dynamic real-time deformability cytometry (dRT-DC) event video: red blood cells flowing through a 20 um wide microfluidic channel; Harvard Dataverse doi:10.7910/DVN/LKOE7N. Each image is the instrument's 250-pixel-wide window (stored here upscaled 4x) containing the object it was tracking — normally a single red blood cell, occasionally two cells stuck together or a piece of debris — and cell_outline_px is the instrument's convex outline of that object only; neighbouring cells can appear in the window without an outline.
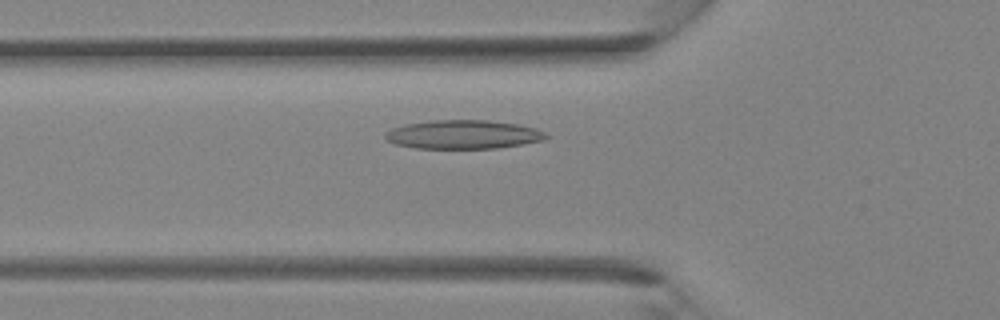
{"species": "Egyptian fruit bat (a non-hibernating species)", "species_latin": "Rousettus aegyptiacus", "temperature_condition": "room temperature", "stored_images_in_passage": 18, "camera_frame_rate_fps": 3000, "um_per_image_px": 0.085, "animal": {"sex": "female"}, "frame": {"image": 1, "passage_image": 10, "time_ms": 3.0, "image_size_px": [1000, 320], "cell_outline_px": [[548, 136], [544, 140], [524, 144], [496, 148], [416, 148], [396, 144], [384, 140], [384, 132], [392, 128], [404, 124], [432, 120], [488, 120], [516, 124], [536, 128], [544, 132]], "centroid_in_image_um": [39.34, 11.43], "position_along_channel_um": 86.5, "area_um2": 27.05}}
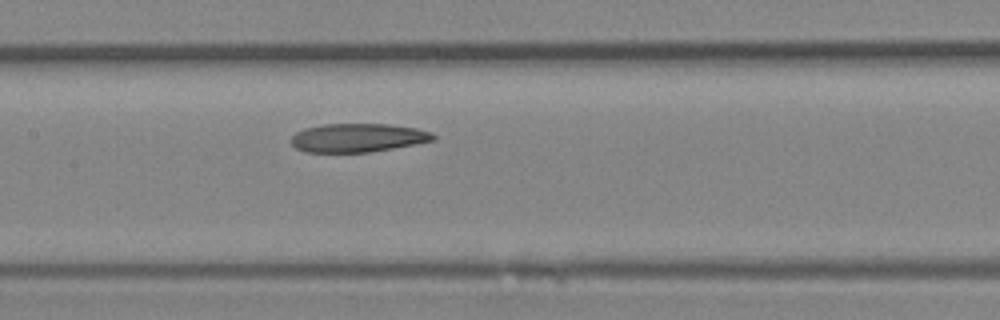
{"frame": {"image": 2, "passage_image": 15, "time_ms": 4.667, "image_size_px": [1000, 320], "cell_outline_px": [[436, 140], [392, 148], [368, 152], [304, 152], [296, 148], [292, 144], [292, 136], [296, 132], [304, 128], [324, 124], [388, 124], [416, 128], [432, 132], [436, 136]], "centroid_in_image_um": [30.42, 11.7], "position_along_channel_um": 177.0, "area_um2": 23.64}}
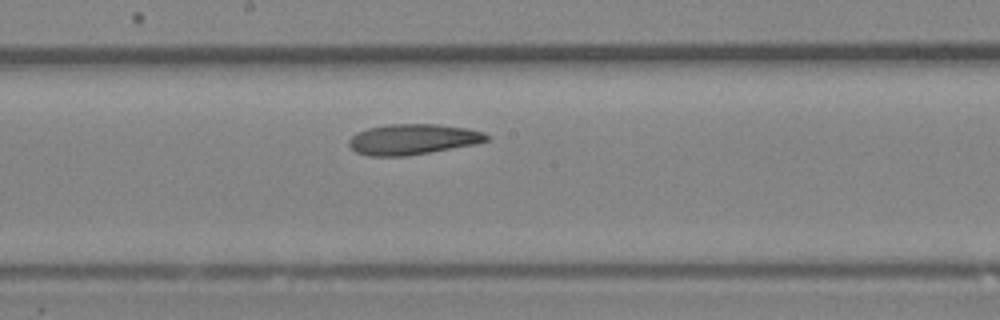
{"frame": {"image": 3, "passage_image": 17, "time_ms": 5.333, "image_size_px": [1000, 320], "cell_outline_px": [[488, 140], [476, 144], [404, 156], [368, 156], [356, 152], [348, 144], [348, 140], [356, 132], [368, 128], [388, 124], [436, 124], [468, 128], [484, 132], [488, 136]], "centroid_in_image_um": [35.06, 11.83], "position_along_channel_um": 213.1, "area_um2": 24.45}}